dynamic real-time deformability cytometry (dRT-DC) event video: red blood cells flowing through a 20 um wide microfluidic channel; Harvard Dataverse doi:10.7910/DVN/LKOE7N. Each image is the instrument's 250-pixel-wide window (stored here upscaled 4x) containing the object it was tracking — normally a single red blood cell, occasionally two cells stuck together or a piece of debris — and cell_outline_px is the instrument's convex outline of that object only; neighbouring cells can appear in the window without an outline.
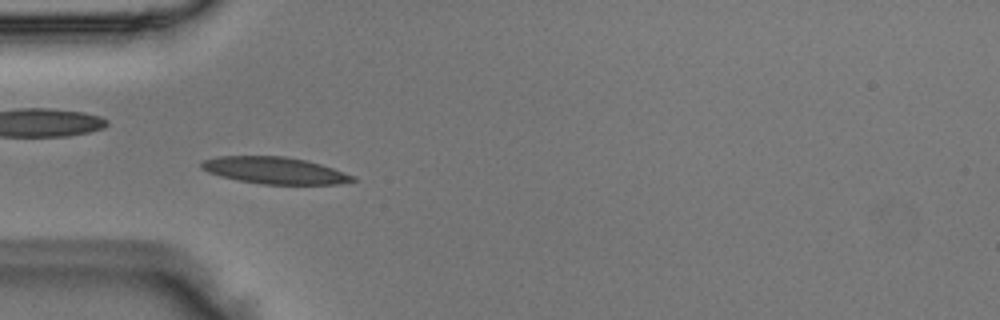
{"species": "Egyptian fruit bat (a non-hibernating species)", "species_latin": "Rousettus aegyptiacus", "temperature_condition": "room temperature", "stored_images_in_passage": 51, "camera_frame_rate_fps": 3000, "um_per_image_px": 0.085, "animal": {"sex": "male"}, "frame": {"image": 1, "passage_image": 15, "time_ms": 4.667, "image_size_px": [1000, 320], "cell_outline_px": [[360, 180], [340, 184], [260, 184], [220, 176], [208, 172], [200, 168], [200, 164], [204, 160], [216, 156], [284, 156], [304, 160], [320, 164], [356, 176]], "centroid_in_image_um": [23.37, 14.49], "position_along_channel_um": 61.6, "area_um2": 23.64}}
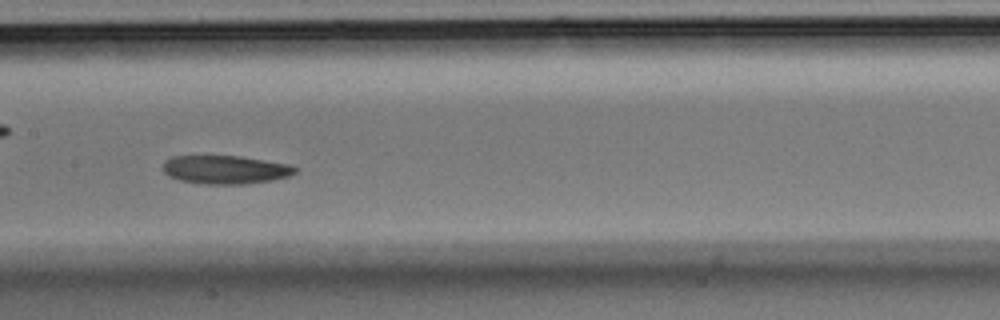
{"frame": {"image": 2, "passage_image": 25, "time_ms": 8.0, "image_size_px": [1000, 320], "cell_outline_px": [[296, 172], [288, 176], [272, 180], [244, 184], [204, 184], [180, 180], [168, 176], [164, 172], [164, 160], [172, 156], [240, 156], [292, 164], [296, 168]], "centroid_in_image_um": [19.16, 14.41], "position_along_channel_um": 188.2, "area_um2": 21.96}}
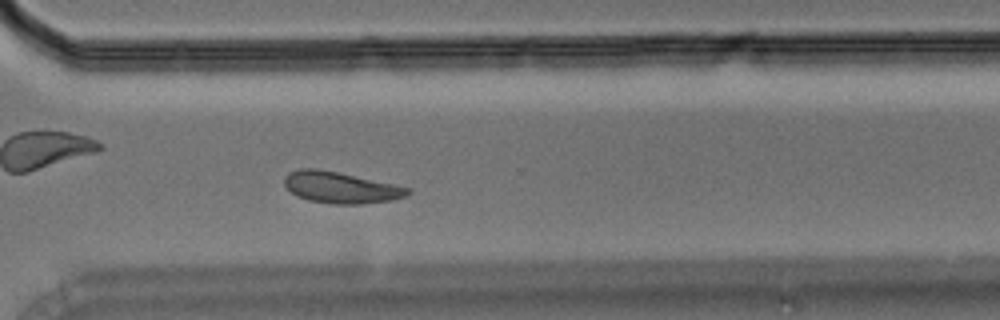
{"frame": {"image": 3, "passage_image": 37, "time_ms": 12.0, "image_size_px": [1000, 320], "cell_outline_px": [[412, 192], [408, 196], [392, 200], [360, 204], [328, 204], [308, 200], [296, 196], [284, 184], [284, 176], [288, 172], [300, 168], [316, 168], [336, 172], [412, 188]], "centroid_in_image_um": [28.96, 15.95], "position_along_channel_um": 341.6, "area_um2": 22.6}}